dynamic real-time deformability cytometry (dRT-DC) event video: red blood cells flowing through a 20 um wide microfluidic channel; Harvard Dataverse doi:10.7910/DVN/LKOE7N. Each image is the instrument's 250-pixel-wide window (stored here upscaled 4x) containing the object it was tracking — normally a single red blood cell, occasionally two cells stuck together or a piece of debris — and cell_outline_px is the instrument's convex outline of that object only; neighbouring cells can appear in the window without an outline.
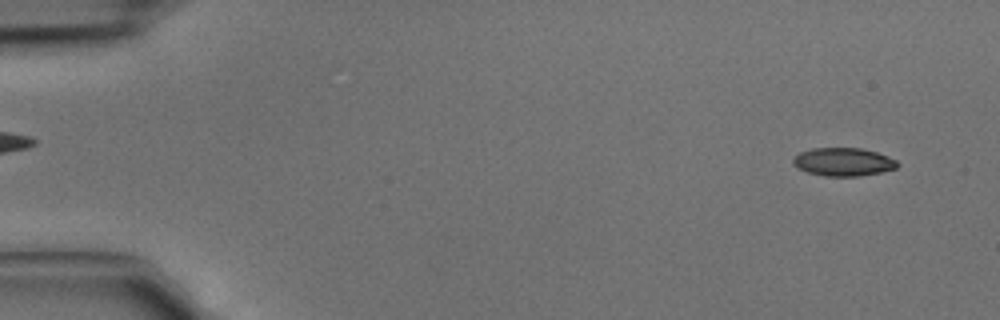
{"species": "common noctule bat (a hibernating species)", "species_latin": "Nyctalus noctula", "temperature_condition": "cold", "stored_images_in_passage": 3, "segment_of_instrument_passage": [2, 2], "camera_frame_rate_fps": 3000, "um_per_image_px": 0.085, "animal": {"sex": "male", "body_mass_g": 15.6}, "frame": {"image": 1, "passage_image": 3, "time_ms": 0.667, "image_size_px": [1000, 320], "cell_outline_px": [[900, 164], [896, 168], [880, 172], [860, 176], [824, 176], [808, 172], [792, 164], [792, 160], [800, 152], [812, 148], [860, 148], [876, 152], [888, 156], [896, 160]], "centroid_in_image_um": [71.69, 13.76], "position_along_channel_um": 13.3, "area_um2": 17.05}}